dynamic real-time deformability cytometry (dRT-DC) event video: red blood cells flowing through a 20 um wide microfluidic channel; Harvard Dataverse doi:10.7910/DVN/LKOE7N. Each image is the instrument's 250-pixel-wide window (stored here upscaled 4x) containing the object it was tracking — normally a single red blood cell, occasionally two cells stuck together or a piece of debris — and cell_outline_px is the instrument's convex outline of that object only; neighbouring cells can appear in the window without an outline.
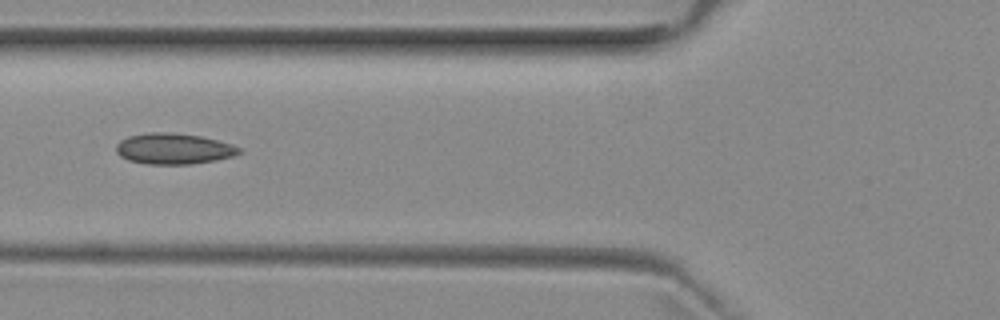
{"species": "common noctule bat (a hibernating species)", "species_latin": "Nyctalus noctula", "temperature_condition": "room temperature", "stored_images_in_passage": 5, "camera_frame_rate_fps": 3000, "um_per_image_px": 0.085, "animal": {"sex": "female", "body_mass_g": 29.2, "forearm_length_mm": 56.3}, "frame": {"image": 1, "passage_image": 4, "time_ms": 3.667, "image_size_px": [1000, 320], "cell_outline_px": [[240, 152], [232, 156], [216, 160], [192, 164], [148, 164], [128, 160], [120, 156], [116, 152], [116, 144], [120, 140], [128, 136], [148, 132], [172, 132], [200, 136], [232, 144], [240, 148]], "centroid_in_image_um": [14.72, 12.64], "position_along_channel_um": 111.1, "area_um2": 22.14}}
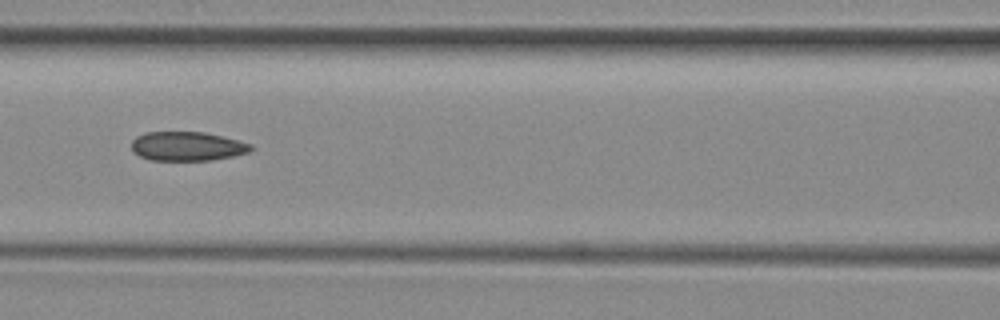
{"frame": {"image": 2, "passage_image": 5, "time_ms": 4.667, "image_size_px": [1000, 320], "cell_outline_px": [[256, 148], [248, 152], [232, 156], [212, 160], [152, 160], [140, 156], [132, 152], [132, 140], [136, 136], [148, 132], [204, 132], [224, 136], [252, 144]], "centroid_in_image_um": [15.94, 12.43], "position_along_channel_um": 150.7, "area_um2": 20.35}}